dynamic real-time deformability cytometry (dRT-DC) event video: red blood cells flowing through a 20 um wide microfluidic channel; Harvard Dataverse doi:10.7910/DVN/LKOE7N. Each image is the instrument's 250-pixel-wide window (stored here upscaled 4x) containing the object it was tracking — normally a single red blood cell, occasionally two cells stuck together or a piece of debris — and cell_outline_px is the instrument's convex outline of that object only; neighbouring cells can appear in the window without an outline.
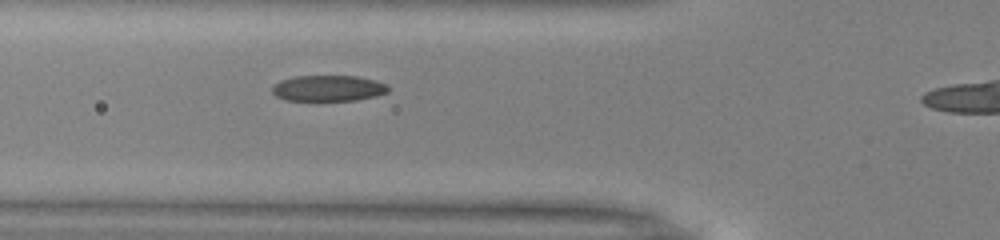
{"species": "common noctule bat (a hibernating species)", "species_latin": "Nyctalus noctula", "temperature_condition": "warm", "stored_images_in_passage": 33, "camera_frame_rate_fps": 3000, "um_per_image_px": 0.085, "animal": {"sex": "male", "body_mass_g": 13.0, "forearm_length_mm": 53.1}, "frame": {"image": 1, "passage_image": 11, "time_ms": 3.333, "image_size_px": [1000, 240], "cell_outline_px": [[388, 92], [376, 96], [356, 100], [284, 100], [276, 96], [272, 92], [272, 88], [280, 80], [296, 76], [356, 76], [376, 80], [388, 84]], "centroid_in_image_um": [27.92, 7.5], "position_along_channel_um": 97.9, "area_um2": 17.51}}
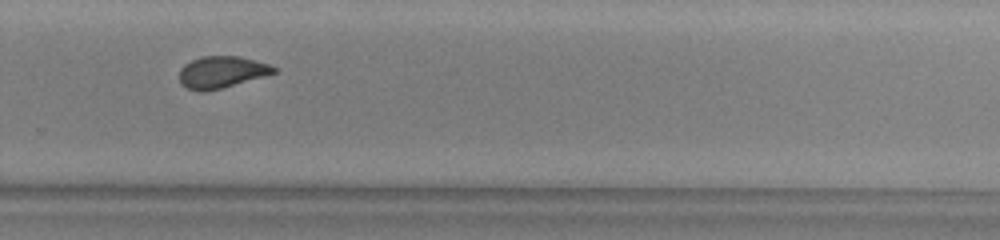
{"frame": {"image": 2, "passage_image": 27, "time_ms": 8.667, "image_size_px": [1000, 240], "cell_outline_px": [[276, 72], [264, 76], [220, 88], [200, 92], [188, 88], [180, 84], [180, 68], [184, 64], [200, 56], [240, 56], [268, 64], [276, 68]], "centroid_in_image_um": [18.8, 6.12], "position_along_channel_um": 311.0, "area_um2": 17.28}}
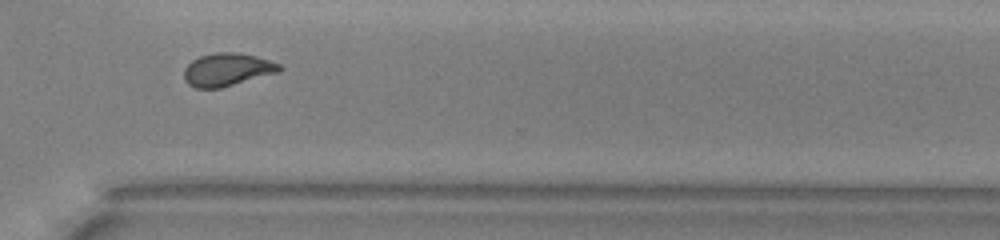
{"frame": {"image": 3, "passage_image": 30, "time_ms": 9.667, "image_size_px": [1000, 240], "cell_outline_px": [[284, 68], [280, 72], [220, 88], [196, 88], [188, 84], [184, 80], [184, 68], [192, 60], [200, 56], [216, 52], [236, 52], [256, 56], [280, 64]], "centroid_in_image_um": [19.32, 5.91], "position_along_channel_um": 351.3, "area_um2": 18.38}, "authors_computed_cell_mechanics": {"area_um2": 18.2648, "velocity_mm_per_s": 3.9986, "shape_relaxation_time_tau1_ms": 4.9621, "shape_relaxation_time_tau2_ms": 1.8105, "deformation_change_tau1": 0.1661, "deformation_change_tau2": 0.0926}}